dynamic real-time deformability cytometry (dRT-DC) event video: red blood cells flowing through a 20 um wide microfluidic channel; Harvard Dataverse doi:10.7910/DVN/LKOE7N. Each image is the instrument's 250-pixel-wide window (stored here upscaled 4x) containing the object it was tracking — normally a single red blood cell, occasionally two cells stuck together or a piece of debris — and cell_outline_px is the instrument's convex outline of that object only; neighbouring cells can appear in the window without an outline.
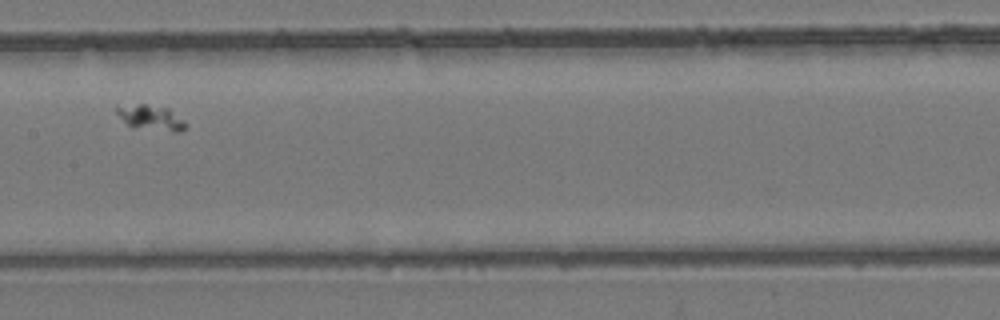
{"species": "common noctule bat (a hibernating species)", "species_latin": "Nyctalus noctula", "temperature_condition": "room temperature", "stored_images_in_passage": 6, "camera_frame_rate_fps": 3000, "um_per_image_px": 0.085, "animal": {"sex": "female", "body_mass_g": 24.6, "forearm_length_mm": 56.2}, "frame": {"image": 1, "passage_image": 4, "time_ms": 1.0, "image_size_px": [1000, 320], "cell_outline_px": [[188, 128], [180, 132], [172, 132], [132, 128], [116, 112], [116, 108], [136, 104], [144, 104], [168, 108], [184, 120], [188, 124]], "centroid_in_image_um": [12.92, 10.04], "position_along_channel_um": 194.5, "area_um2": 10.17}}
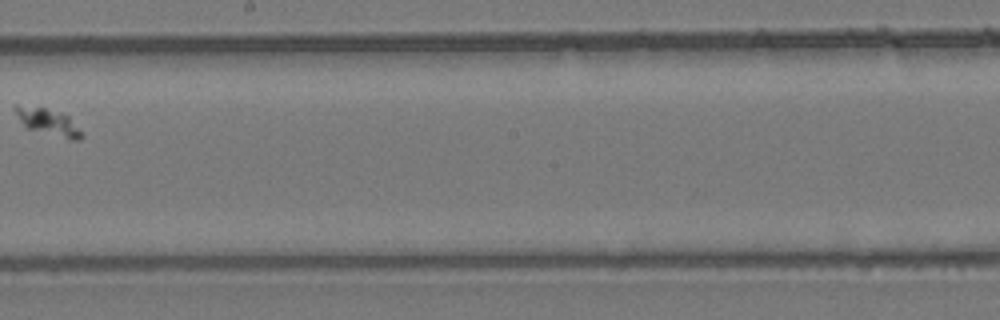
{"frame": {"image": 2, "passage_image": 5, "time_ms": 1.333, "image_size_px": [1000, 320], "cell_outline_px": [[84, 136], [80, 140], [68, 140], [28, 128], [20, 120], [16, 112], [16, 104], [44, 108], [64, 112], [84, 132]], "centroid_in_image_um": [4.2, 10.39], "position_along_channel_um": 244.0, "area_um2": 10.4}}